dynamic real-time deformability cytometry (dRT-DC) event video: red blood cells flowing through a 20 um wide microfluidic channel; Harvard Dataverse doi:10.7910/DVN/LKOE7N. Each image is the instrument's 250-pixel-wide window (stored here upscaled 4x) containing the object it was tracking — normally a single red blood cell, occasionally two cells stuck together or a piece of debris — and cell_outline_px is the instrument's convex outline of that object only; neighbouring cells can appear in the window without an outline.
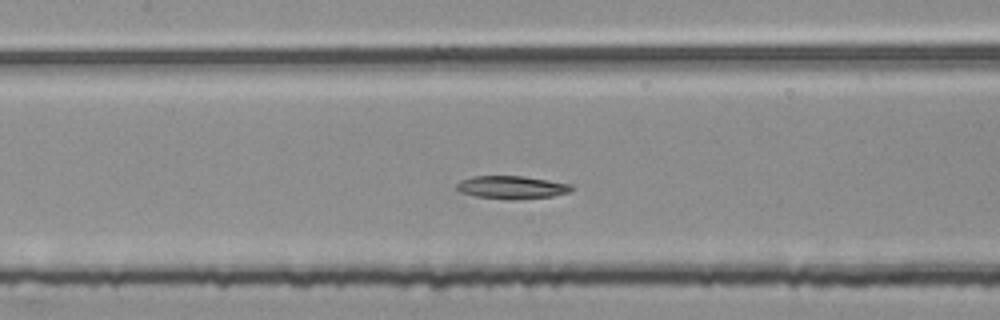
{"species": "common noctule bat (a hibernating species)", "species_latin": "Nyctalus noctula", "temperature_condition": "room temperature", "stored_images_in_passage": 50, "segment_of_instrument_passage": [2, 2], "camera_frame_rate_fps": 3000, "um_per_image_px": 0.085, "animal": {"sex": "female", "body_mass_g": 25.1}, "frame": {"image": 1, "passage_image": 23, "time_ms": 7.333, "image_size_px": [1000, 320], "cell_outline_px": [[576, 188], [572, 192], [552, 196], [516, 200], [508, 200], [472, 196], [460, 192], [456, 188], [456, 184], [460, 180], [472, 176], [524, 176], [572, 184]], "centroid_in_image_um": [43.52, 15.93], "position_along_channel_um": 163.9, "area_um2": 15.78}}
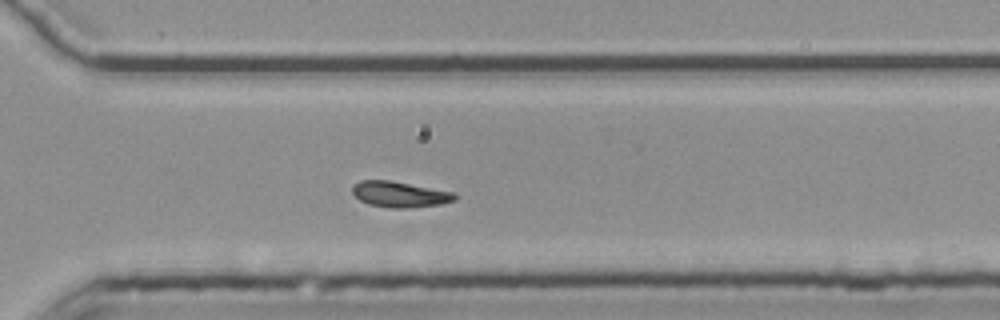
{"frame": {"image": 2, "passage_image": 37, "time_ms": 12.0, "image_size_px": [1000, 320], "cell_outline_px": [[456, 200], [440, 204], [408, 208], [388, 208], [368, 204], [360, 200], [352, 192], [352, 184], [360, 180], [388, 180], [452, 192], [456, 196]], "centroid_in_image_um": [33.92, 16.52], "position_along_channel_um": 336.7, "area_um2": 15.26}}
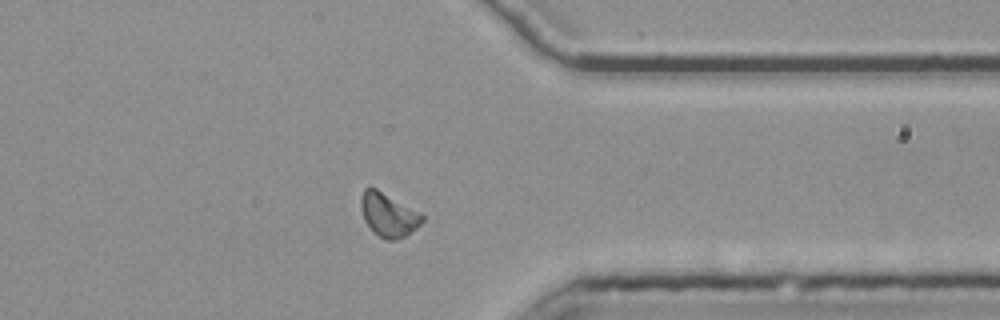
{"frame": {"image": 3, "passage_image": 41, "time_ms": 13.333, "image_size_px": [1000, 320], "cell_outline_px": [[424, 220], [408, 236], [396, 240], [388, 240], [372, 232], [364, 220], [360, 208], [360, 196], [364, 188], [376, 188], [420, 212], [424, 216]], "centroid_in_image_um": [33.01, 18.27], "position_along_channel_um": 378.4, "area_um2": 15.78}}